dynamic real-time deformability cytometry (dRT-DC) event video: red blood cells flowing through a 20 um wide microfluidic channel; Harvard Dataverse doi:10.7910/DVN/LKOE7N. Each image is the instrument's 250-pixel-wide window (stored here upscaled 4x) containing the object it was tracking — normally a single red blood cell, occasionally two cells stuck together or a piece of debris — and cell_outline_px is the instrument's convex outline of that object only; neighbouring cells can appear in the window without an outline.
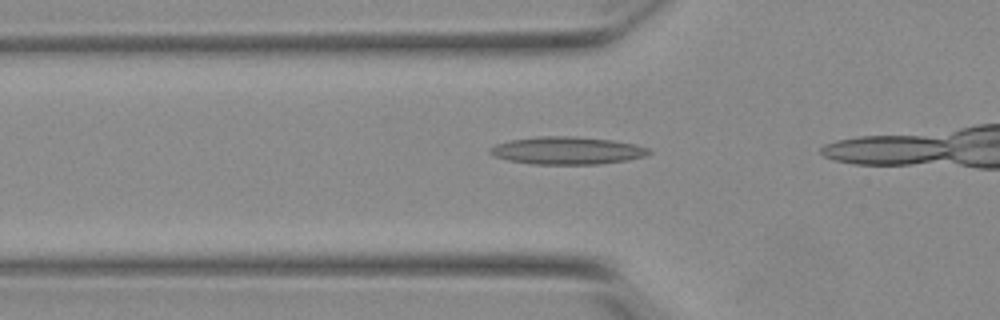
{"species": "Egyptian fruit bat (a non-hibernating species)", "species_latin": "Rousettus aegyptiacus", "temperature_condition": "warm", "stored_images_in_passage": 17, "camera_frame_rate_fps": 3000, "um_per_image_px": 0.085, "animal": {"sex": "female"}, "frame": {"image": 1, "passage_image": 12, "time_ms": 3.667, "image_size_px": [1000, 320], "cell_outline_px": [[652, 152], [644, 156], [628, 160], [596, 164], [532, 164], [508, 160], [492, 156], [488, 152], [488, 148], [496, 144], [508, 140], [536, 136], [576, 136], [612, 140], [632, 144], [648, 148]], "centroid_in_image_um": [48.13, 12.79], "position_along_channel_um": 77.7, "area_um2": 25.66}}
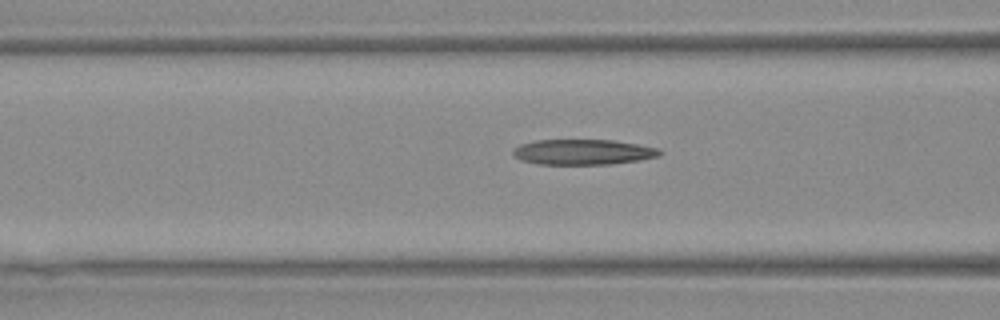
{"frame": {"image": 2, "passage_image": 15, "time_ms": 4.667, "image_size_px": [1000, 320], "cell_outline_px": [[664, 152], [660, 156], [636, 160], [608, 164], [540, 164], [520, 160], [512, 152], [512, 148], [520, 144], [536, 140], [612, 140], [636, 144], [656, 148]], "centroid_in_image_um": [49.52, 12.92], "position_along_channel_um": 117.1, "area_um2": 21.5}}